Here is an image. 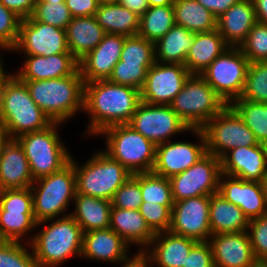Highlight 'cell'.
Returning a JSON list of instances; mask_svg holds the SVG:
<instances>
[{
	"label": "cell",
	"instance_id": "61",
	"mask_svg": "<svg viewBox=\"0 0 267 267\" xmlns=\"http://www.w3.org/2000/svg\"><path fill=\"white\" fill-rule=\"evenodd\" d=\"M36 2H45V3H60L65 2V0H36Z\"/></svg>",
	"mask_w": 267,
	"mask_h": 267
},
{
	"label": "cell",
	"instance_id": "3",
	"mask_svg": "<svg viewBox=\"0 0 267 267\" xmlns=\"http://www.w3.org/2000/svg\"><path fill=\"white\" fill-rule=\"evenodd\" d=\"M31 98L52 122L65 123L84 107V80L79 68L70 76L22 80Z\"/></svg>",
	"mask_w": 267,
	"mask_h": 267
},
{
	"label": "cell",
	"instance_id": "58",
	"mask_svg": "<svg viewBox=\"0 0 267 267\" xmlns=\"http://www.w3.org/2000/svg\"><path fill=\"white\" fill-rule=\"evenodd\" d=\"M9 135L6 133V131L0 126V157L3 150L4 145L9 140Z\"/></svg>",
	"mask_w": 267,
	"mask_h": 267
},
{
	"label": "cell",
	"instance_id": "17",
	"mask_svg": "<svg viewBox=\"0 0 267 267\" xmlns=\"http://www.w3.org/2000/svg\"><path fill=\"white\" fill-rule=\"evenodd\" d=\"M191 131L199 138V144L170 140L156 146V159L152 170L154 174L170 178L187 170L207 153L202 129Z\"/></svg>",
	"mask_w": 267,
	"mask_h": 267
},
{
	"label": "cell",
	"instance_id": "29",
	"mask_svg": "<svg viewBox=\"0 0 267 267\" xmlns=\"http://www.w3.org/2000/svg\"><path fill=\"white\" fill-rule=\"evenodd\" d=\"M105 34L94 16L72 17L66 29L68 49L79 61L102 41Z\"/></svg>",
	"mask_w": 267,
	"mask_h": 267
},
{
	"label": "cell",
	"instance_id": "37",
	"mask_svg": "<svg viewBox=\"0 0 267 267\" xmlns=\"http://www.w3.org/2000/svg\"><path fill=\"white\" fill-rule=\"evenodd\" d=\"M260 144L267 143V103L236 99L230 104Z\"/></svg>",
	"mask_w": 267,
	"mask_h": 267
},
{
	"label": "cell",
	"instance_id": "22",
	"mask_svg": "<svg viewBox=\"0 0 267 267\" xmlns=\"http://www.w3.org/2000/svg\"><path fill=\"white\" fill-rule=\"evenodd\" d=\"M208 242L215 267H247L256 259L247 231L213 234Z\"/></svg>",
	"mask_w": 267,
	"mask_h": 267
},
{
	"label": "cell",
	"instance_id": "43",
	"mask_svg": "<svg viewBox=\"0 0 267 267\" xmlns=\"http://www.w3.org/2000/svg\"><path fill=\"white\" fill-rule=\"evenodd\" d=\"M31 16L36 21L64 30L67 29V26L72 19L69 8L66 6L65 2H36L33 14Z\"/></svg>",
	"mask_w": 267,
	"mask_h": 267
},
{
	"label": "cell",
	"instance_id": "21",
	"mask_svg": "<svg viewBox=\"0 0 267 267\" xmlns=\"http://www.w3.org/2000/svg\"><path fill=\"white\" fill-rule=\"evenodd\" d=\"M125 37L106 33L102 41L78 61L84 83L109 79L120 60Z\"/></svg>",
	"mask_w": 267,
	"mask_h": 267
},
{
	"label": "cell",
	"instance_id": "38",
	"mask_svg": "<svg viewBox=\"0 0 267 267\" xmlns=\"http://www.w3.org/2000/svg\"><path fill=\"white\" fill-rule=\"evenodd\" d=\"M140 187L143 202L174 205L169 178L153 172L140 173Z\"/></svg>",
	"mask_w": 267,
	"mask_h": 267
},
{
	"label": "cell",
	"instance_id": "33",
	"mask_svg": "<svg viewBox=\"0 0 267 267\" xmlns=\"http://www.w3.org/2000/svg\"><path fill=\"white\" fill-rule=\"evenodd\" d=\"M94 17L106 33L135 36L139 30L140 16L120 3L99 4Z\"/></svg>",
	"mask_w": 267,
	"mask_h": 267
},
{
	"label": "cell",
	"instance_id": "51",
	"mask_svg": "<svg viewBox=\"0 0 267 267\" xmlns=\"http://www.w3.org/2000/svg\"><path fill=\"white\" fill-rule=\"evenodd\" d=\"M0 2L22 20L31 17L36 4V0H0Z\"/></svg>",
	"mask_w": 267,
	"mask_h": 267
},
{
	"label": "cell",
	"instance_id": "7",
	"mask_svg": "<svg viewBox=\"0 0 267 267\" xmlns=\"http://www.w3.org/2000/svg\"><path fill=\"white\" fill-rule=\"evenodd\" d=\"M106 137V152L129 172H152L156 159V145L128 124L105 128L98 136Z\"/></svg>",
	"mask_w": 267,
	"mask_h": 267
},
{
	"label": "cell",
	"instance_id": "13",
	"mask_svg": "<svg viewBox=\"0 0 267 267\" xmlns=\"http://www.w3.org/2000/svg\"><path fill=\"white\" fill-rule=\"evenodd\" d=\"M221 174L220 158L206 153L187 170L169 178L174 202L217 193Z\"/></svg>",
	"mask_w": 267,
	"mask_h": 267
},
{
	"label": "cell",
	"instance_id": "42",
	"mask_svg": "<svg viewBox=\"0 0 267 267\" xmlns=\"http://www.w3.org/2000/svg\"><path fill=\"white\" fill-rule=\"evenodd\" d=\"M239 48L250 63L267 61V24L257 22Z\"/></svg>",
	"mask_w": 267,
	"mask_h": 267
},
{
	"label": "cell",
	"instance_id": "30",
	"mask_svg": "<svg viewBox=\"0 0 267 267\" xmlns=\"http://www.w3.org/2000/svg\"><path fill=\"white\" fill-rule=\"evenodd\" d=\"M228 47L217 29L194 33L184 65L191 74L200 75Z\"/></svg>",
	"mask_w": 267,
	"mask_h": 267
},
{
	"label": "cell",
	"instance_id": "52",
	"mask_svg": "<svg viewBox=\"0 0 267 267\" xmlns=\"http://www.w3.org/2000/svg\"><path fill=\"white\" fill-rule=\"evenodd\" d=\"M207 10L212 12L216 18L221 16L231 6L238 3L240 0H196Z\"/></svg>",
	"mask_w": 267,
	"mask_h": 267
},
{
	"label": "cell",
	"instance_id": "11",
	"mask_svg": "<svg viewBox=\"0 0 267 267\" xmlns=\"http://www.w3.org/2000/svg\"><path fill=\"white\" fill-rule=\"evenodd\" d=\"M201 129L205 135L207 153L217 158H221L231 149L259 144L253 132L231 105H227Z\"/></svg>",
	"mask_w": 267,
	"mask_h": 267
},
{
	"label": "cell",
	"instance_id": "54",
	"mask_svg": "<svg viewBox=\"0 0 267 267\" xmlns=\"http://www.w3.org/2000/svg\"><path fill=\"white\" fill-rule=\"evenodd\" d=\"M149 259L141 252L136 253L128 261L122 263L121 267H152Z\"/></svg>",
	"mask_w": 267,
	"mask_h": 267
},
{
	"label": "cell",
	"instance_id": "48",
	"mask_svg": "<svg viewBox=\"0 0 267 267\" xmlns=\"http://www.w3.org/2000/svg\"><path fill=\"white\" fill-rule=\"evenodd\" d=\"M247 233L255 258L267 259V214L249 220Z\"/></svg>",
	"mask_w": 267,
	"mask_h": 267
},
{
	"label": "cell",
	"instance_id": "14",
	"mask_svg": "<svg viewBox=\"0 0 267 267\" xmlns=\"http://www.w3.org/2000/svg\"><path fill=\"white\" fill-rule=\"evenodd\" d=\"M128 125L156 146L170 141L173 135L191 131L170 105L150 104L142 101Z\"/></svg>",
	"mask_w": 267,
	"mask_h": 267
},
{
	"label": "cell",
	"instance_id": "20",
	"mask_svg": "<svg viewBox=\"0 0 267 267\" xmlns=\"http://www.w3.org/2000/svg\"><path fill=\"white\" fill-rule=\"evenodd\" d=\"M228 202L238 206L249 219L267 214L264 185L221 174L219 190Z\"/></svg>",
	"mask_w": 267,
	"mask_h": 267
},
{
	"label": "cell",
	"instance_id": "31",
	"mask_svg": "<svg viewBox=\"0 0 267 267\" xmlns=\"http://www.w3.org/2000/svg\"><path fill=\"white\" fill-rule=\"evenodd\" d=\"M73 213L70 215L80 225L84 233L107 229L110 225L111 201L76 193Z\"/></svg>",
	"mask_w": 267,
	"mask_h": 267
},
{
	"label": "cell",
	"instance_id": "16",
	"mask_svg": "<svg viewBox=\"0 0 267 267\" xmlns=\"http://www.w3.org/2000/svg\"><path fill=\"white\" fill-rule=\"evenodd\" d=\"M190 75L183 64L155 62L147 70L145 83L140 91L141 101L170 105Z\"/></svg>",
	"mask_w": 267,
	"mask_h": 267
},
{
	"label": "cell",
	"instance_id": "6",
	"mask_svg": "<svg viewBox=\"0 0 267 267\" xmlns=\"http://www.w3.org/2000/svg\"><path fill=\"white\" fill-rule=\"evenodd\" d=\"M76 193L111 201L115 192L132 175L103 150L97 151L80 167L73 159Z\"/></svg>",
	"mask_w": 267,
	"mask_h": 267
},
{
	"label": "cell",
	"instance_id": "25",
	"mask_svg": "<svg viewBox=\"0 0 267 267\" xmlns=\"http://www.w3.org/2000/svg\"><path fill=\"white\" fill-rule=\"evenodd\" d=\"M23 66L16 76L20 80H45L72 75L78 68V60L71 53H61L48 57L25 55Z\"/></svg>",
	"mask_w": 267,
	"mask_h": 267
},
{
	"label": "cell",
	"instance_id": "57",
	"mask_svg": "<svg viewBox=\"0 0 267 267\" xmlns=\"http://www.w3.org/2000/svg\"><path fill=\"white\" fill-rule=\"evenodd\" d=\"M149 7L173 5L174 0H147Z\"/></svg>",
	"mask_w": 267,
	"mask_h": 267
},
{
	"label": "cell",
	"instance_id": "47",
	"mask_svg": "<svg viewBox=\"0 0 267 267\" xmlns=\"http://www.w3.org/2000/svg\"><path fill=\"white\" fill-rule=\"evenodd\" d=\"M21 20L0 2V49L11 51L17 44Z\"/></svg>",
	"mask_w": 267,
	"mask_h": 267
},
{
	"label": "cell",
	"instance_id": "34",
	"mask_svg": "<svg viewBox=\"0 0 267 267\" xmlns=\"http://www.w3.org/2000/svg\"><path fill=\"white\" fill-rule=\"evenodd\" d=\"M193 40V32L175 24L162 38L154 43L155 62L184 65Z\"/></svg>",
	"mask_w": 267,
	"mask_h": 267
},
{
	"label": "cell",
	"instance_id": "39",
	"mask_svg": "<svg viewBox=\"0 0 267 267\" xmlns=\"http://www.w3.org/2000/svg\"><path fill=\"white\" fill-rule=\"evenodd\" d=\"M120 61L142 64L148 70L155 63L154 42L139 35L125 37Z\"/></svg>",
	"mask_w": 267,
	"mask_h": 267
},
{
	"label": "cell",
	"instance_id": "62",
	"mask_svg": "<svg viewBox=\"0 0 267 267\" xmlns=\"http://www.w3.org/2000/svg\"><path fill=\"white\" fill-rule=\"evenodd\" d=\"M263 185H264L266 205H267V179L264 181Z\"/></svg>",
	"mask_w": 267,
	"mask_h": 267
},
{
	"label": "cell",
	"instance_id": "40",
	"mask_svg": "<svg viewBox=\"0 0 267 267\" xmlns=\"http://www.w3.org/2000/svg\"><path fill=\"white\" fill-rule=\"evenodd\" d=\"M238 99L267 103V61L249 64L244 88Z\"/></svg>",
	"mask_w": 267,
	"mask_h": 267
},
{
	"label": "cell",
	"instance_id": "46",
	"mask_svg": "<svg viewBox=\"0 0 267 267\" xmlns=\"http://www.w3.org/2000/svg\"><path fill=\"white\" fill-rule=\"evenodd\" d=\"M173 205L143 202L139 208L147 225L154 233L168 231L171 225V209Z\"/></svg>",
	"mask_w": 267,
	"mask_h": 267
},
{
	"label": "cell",
	"instance_id": "15",
	"mask_svg": "<svg viewBox=\"0 0 267 267\" xmlns=\"http://www.w3.org/2000/svg\"><path fill=\"white\" fill-rule=\"evenodd\" d=\"M12 51L45 57L71 53L67 46L66 30L36 21L32 16L21 20L17 44Z\"/></svg>",
	"mask_w": 267,
	"mask_h": 267
},
{
	"label": "cell",
	"instance_id": "19",
	"mask_svg": "<svg viewBox=\"0 0 267 267\" xmlns=\"http://www.w3.org/2000/svg\"><path fill=\"white\" fill-rule=\"evenodd\" d=\"M220 160L221 171L225 175L261 183L267 179V154L264 144L231 149Z\"/></svg>",
	"mask_w": 267,
	"mask_h": 267
},
{
	"label": "cell",
	"instance_id": "23",
	"mask_svg": "<svg viewBox=\"0 0 267 267\" xmlns=\"http://www.w3.org/2000/svg\"><path fill=\"white\" fill-rule=\"evenodd\" d=\"M197 241L171 231L155 233L147 249L142 253L149 259L152 267H184L192 247ZM149 250V251H147Z\"/></svg>",
	"mask_w": 267,
	"mask_h": 267
},
{
	"label": "cell",
	"instance_id": "49",
	"mask_svg": "<svg viewBox=\"0 0 267 267\" xmlns=\"http://www.w3.org/2000/svg\"><path fill=\"white\" fill-rule=\"evenodd\" d=\"M184 267H215L210 243L197 242L189 252Z\"/></svg>",
	"mask_w": 267,
	"mask_h": 267
},
{
	"label": "cell",
	"instance_id": "26",
	"mask_svg": "<svg viewBox=\"0 0 267 267\" xmlns=\"http://www.w3.org/2000/svg\"><path fill=\"white\" fill-rule=\"evenodd\" d=\"M33 182L23 147L16 139H9L0 157V190L26 189Z\"/></svg>",
	"mask_w": 267,
	"mask_h": 267
},
{
	"label": "cell",
	"instance_id": "36",
	"mask_svg": "<svg viewBox=\"0 0 267 267\" xmlns=\"http://www.w3.org/2000/svg\"><path fill=\"white\" fill-rule=\"evenodd\" d=\"M174 25L173 5L149 7L140 17L137 35L155 43Z\"/></svg>",
	"mask_w": 267,
	"mask_h": 267
},
{
	"label": "cell",
	"instance_id": "2",
	"mask_svg": "<svg viewBox=\"0 0 267 267\" xmlns=\"http://www.w3.org/2000/svg\"><path fill=\"white\" fill-rule=\"evenodd\" d=\"M53 220V222H51ZM26 242L34 253L39 267H57L73 256H80L83 248V231L71 215L36 223H48Z\"/></svg>",
	"mask_w": 267,
	"mask_h": 267
},
{
	"label": "cell",
	"instance_id": "4",
	"mask_svg": "<svg viewBox=\"0 0 267 267\" xmlns=\"http://www.w3.org/2000/svg\"><path fill=\"white\" fill-rule=\"evenodd\" d=\"M53 122L31 98L24 81L15 73H9L5 79L3 109L0 126L10 139L40 131Z\"/></svg>",
	"mask_w": 267,
	"mask_h": 267
},
{
	"label": "cell",
	"instance_id": "32",
	"mask_svg": "<svg viewBox=\"0 0 267 267\" xmlns=\"http://www.w3.org/2000/svg\"><path fill=\"white\" fill-rule=\"evenodd\" d=\"M209 220L211 235L247 231L249 223L243 211L218 192L210 196Z\"/></svg>",
	"mask_w": 267,
	"mask_h": 267
},
{
	"label": "cell",
	"instance_id": "45",
	"mask_svg": "<svg viewBox=\"0 0 267 267\" xmlns=\"http://www.w3.org/2000/svg\"><path fill=\"white\" fill-rule=\"evenodd\" d=\"M147 76V69L142 64L118 61L114 66L109 81L133 87L141 91Z\"/></svg>",
	"mask_w": 267,
	"mask_h": 267
},
{
	"label": "cell",
	"instance_id": "55",
	"mask_svg": "<svg viewBox=\"0 0 267 267\" xmlns=\"http://www.w3.org/2000/svg\"><path fill=\"white\" fill-rule=\"evenodd\" d=\"M257 22L267 24V0H252Z\"/></svg>",
	"mask_w": 267,
	"mask_h": 267
},
{
	"label": "cell",
	"instance_id": "56",
	"mask_svg": "<svg viewBox=\"0 0 267 267\" xmlns=\"http://www.w3.org/2000/svg\"><path fill=\"white\" fill-rule=\"evenodd\" d=\"M2 62H4V61L0 57V123H1V114H2V109H3L5 79L9 75L8 72L4 71V66L2 65L4 63H2Z\"/></svg>",
	"mask_w": 267,
	"mask_h": 267
},
{
	"label": "cell",
	"instance_id": "12",
	"mask_svg": "<svg viewBox=\"0 0 267 267\" xmlns=\"http://www.w3.org/2000/svg\"><path fill=\"white\" fill-rule=\"evenodd\" d=\"M35 228L30 187L0 190V241L20 242Z\"/></svg>",
	"mask_w": 267,
	"mask_h": 267
},
{
	"label": "cell",
	"instance_id": "27",
	"mask_svg": "<svg viewBox=\"0 0 267 267\" xmlns=\"http://www.w3.org/2000/svg\"><path fill=\"white\" fill-rule=\"evenodd\" d=\"M256 23L252 0H240L217 18V30L228 46L240 47Z\"/></svg>",
	"mask_w": 267,
	"mask_h": 267
},
{
	"label": "cell",
	"instance_id": "60",
	"mask_svg": "<svg viewBox=\"0 0 267 267\" xmlns=\"http://www.w3.org/2000/svg\"><path fill=\"white\" fill-rule=\"evenodd\" d=\"M120 0H98L99 4L119 3Z\"/></svg>",
	"mask_w": 267,
	"mask_h": 267
},
{
	"label": "cell",
	"instance_id": "24",
	"mask_svg": "<svg viewBox=\"0 0 267 267\" xmlns=\"http://www.w3.org/2000/svg\"><path fill=\"white\" fill-rule=\"evenodd\" d=\"M130 245L111 228L83 233L81 257L94 261L122 263L128 261Z\"/></svg>",
	"mask_w": 267,
	"mask_h": 267
},
{
	"label": "cell",
	"instance_id": "5",
	"mask_svg": "<svg viewBox=\"0 0 267 267\" xmlns=\"http://www.w3.org/2000/svg\"><path fill=\"white\" fill-rule=\"evenodd\" d=\"M30 189L36 223L70 215L63 213L76 195L73 158L59 171L34 180Z\"/></svg>",
	"mask_w": 267,
	"mask_h": 267
},
{
	"label": "cell",
	"instance_id": "28",
	"mask_svg": "<svg viewBox=\"0 0 267 267\" xmlns=\"http://www.w3.org/2000/svg\"><path fill=\"white\" fill-rule=\"evenodd\" d=\"M109 228L129 245H138L140 253L145 251L155 237L139 210L112 207Z\"/></svg>",
	"mask_w": 267,
	"mask_h": 267
},
{
	"label": "cell",
	"instance_id": "59",
	"mask_svg": "<svg viewBox=\"0 0 267 267\" xmlns=\"http://www.w3.org/2000/svg\"><path fill=\"white\" fill-rule=\"evenodd\" d=\"M247 267H267V259H255L249 266Z\"/></svg>",
	"mask_w": 267,
	"mask_h": 267
},
{
	"label": "cell",
	"instance_id": "44",
	"mask_svg": "<svg viewBox=\"0 0 267 267\" xmlns=\"http://www.w3.org/2000/svg\"><path fill=\"white\" fill-rule=\"evenodd\" d=\"M142 203L140 173L132 174L111 200L112 207L121 209L139 210Z\"/></svg>",
	"mask_w": 267,
	"mask_h": 267
},
{
	"label": "cell",
	"instance_id": "8",
	"mask_svg": "<svg viewBox=\"0 0 267 267\" xmlns=\"http://www.w3.org/2000/svg\"><path fill=\"white\" fill-rule=\"evenodd\" d=\"M62 123L53 122L47 128L16 138L23 147L34 180L51 175L66 166L73 157L58 136Z\"/></svg>",
	"mask_w": 267,
	"mask_h": 267
},
{
	"label": "cell",
	"instance_id": "50",
	"mask_svg": "<svg viewBox=\"0 0 267 267\" xmlns=\"http://www.w3.org/2000/svg\"><path fill=\"white\" fill-rule=\"evenodd\" d=\"M72 17L94 16L98 10V0H65Z\"/></svg>",
	"mask_w": 267,
	"mask_h": 267
},
{
	"label": "cell",
	"instance_id": "9",
	"mask_svg": "<svg viewBox=\"0 0 267 267\" xmlns=\"http://www.w3.org/2000/svg\"><path fill=\"white\" fill-rule=\"evenodd\" d=\"M170 106L190 129H201L227 104L199 74H191Z\"/></svg>",
	"mask_w": 267,
	"mask_h": 267
},
{
	"label": "cell",
	"instance_id": "10",
	"mask_svg": "<svg viewBox=\"0 0 267 267\" xmlns=\"http://www.w3.org/2000/svg\"><path fill=\"white\" fill-rule=\"evenodd\" d=\"M250 62L239 47L229 46L200 76L230 105L240 98Z\"/></svg>",
	"mask_w": 267,
	"mask_h": 267
},
{
	"label": "cell",
	"instance_id": "41",
	"mask_svg": "<svg viewBox=\"0 0 267 267\" xmlns=\"http://www.w3.org/2000/svg\"><path fill=\"white\" fill-rule=\"evenodd\" d=\"M30 247L27 242L22 245L16 241H0V267H39L34 253L25 247Z\"/></svg>",
	"mask_w": 267,
	"mask_h": 267
},
{
	"label": "cell",
	"instance_id": "1",
	"mask_svg": "<svg viewBox=\"0 0 267 267\" xmlns=\"http://www.w3.org/2000/svg\"><path fill=\"white\" fill-rule=\"evenodd\" d=\"M141 102L140 91L109 80L85 83L83 112L90 115L88 135L98 136L105 128L128 124Z\"/></svg>",
	"mask_w": 267,
	"mask_h": 267
},
{
	"label": "cell",
	"instance_id": "53",
	"mask_svg": "<svg viewBox=\"0 0 267 267\" xmlns=\"http://www.w3.org/2000/svg\"><path fill=\"white\" fill-rule=\"evenodd\" d=\"M119 3L140 17L149 8L147 0H120Z\"/></svg>",
	"mask_w": 267,
	"mask_h": 267
},
{
	"label": "cell",
	"instance_id": "35",
	"mask_svg": "<svg viewBox=\"0 0 267 267\" xmlns=\"http://www.w3.org/2000/svg\"><path fill=\"white\" fill-rule=\"evenodd\" d=\"M175 24L193 33L217 29V18L196 0H174Z\"/></svg>",
	"mask_w": 267,
	"mask_h": 267
},
{
	"label": "cell",
	"instance_id": "18",
	"mask_svg": "<svg viewBox=\"0 0 267 267\" xmlns=\"http://www.w3.org/2000/svg\"><path fill=\"white\" fill-rule=\"evenodd\" d=\"M210 196H198L174 202L169 231L197 242L211 236L209 220Z\"/></svg>",
	"mask_w": 267,
	"mask_h": 267
}]
</instances>
